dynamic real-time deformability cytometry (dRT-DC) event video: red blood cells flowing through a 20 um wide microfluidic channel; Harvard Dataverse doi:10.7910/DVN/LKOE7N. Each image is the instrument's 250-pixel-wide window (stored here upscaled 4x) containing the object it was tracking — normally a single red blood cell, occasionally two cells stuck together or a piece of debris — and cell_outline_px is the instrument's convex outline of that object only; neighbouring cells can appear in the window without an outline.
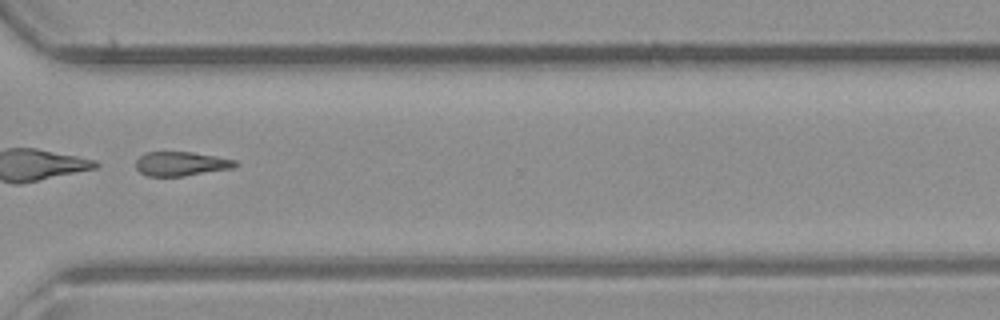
{"species": "common noctule bat (a hibernating species)", "species_latin": "Nyctalus noctula", "temperature_condition": "room temperature", "stored_images_in_passage": 37, "camera_frame_rate_fps": 3000, "um_per_image_px": 0.085, "animal": {"sex": "male", "body_mass_g": 23.1, "forearm_length_mm": 52.7}, "frame": {"image": 1, "passage_image": 27, "time_ms": 8.667, "image_size_px": [1000, 320], "cell_outline_px": [[236, 164], [232, 168], [184, 176], [148, 176], [140, 172], [136, 168], [136, 160], [144, 152], [192, 152], [236, 160]], "centroid_in_image_um": [15.34, 13.92], "position_along_channel_um": 355.3, "area_um2": 13.87}}